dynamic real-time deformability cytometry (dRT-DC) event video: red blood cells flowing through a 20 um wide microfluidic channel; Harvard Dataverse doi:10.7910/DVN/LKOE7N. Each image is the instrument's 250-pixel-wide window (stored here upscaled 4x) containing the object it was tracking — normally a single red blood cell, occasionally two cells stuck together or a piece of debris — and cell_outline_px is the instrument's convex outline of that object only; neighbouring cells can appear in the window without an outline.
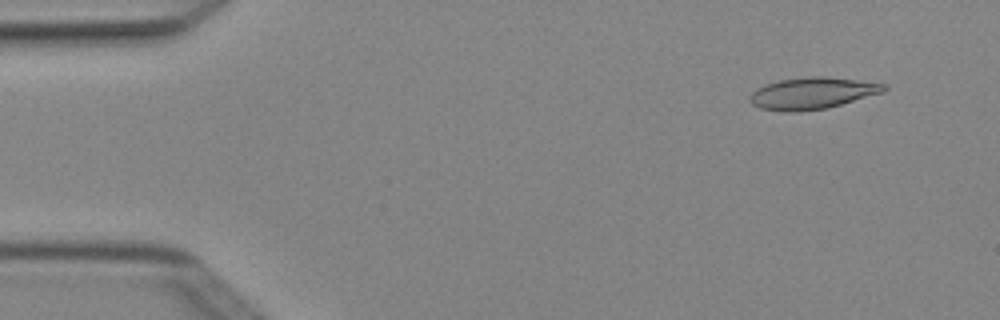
{"species": "Egyptian fruit bat (a non-hibernating species)", "species_latin": "Rousettus aegyptiacus", "temperature_condition": "cold", "stored_images_in_passage": 4, "camera_frame_rate_fps": 3000, "um_per_image_px": 0.085, "animal": {"sex": "female"}, "frame": {"image": 1, "passage_image": 1, "time_ms": 0.0, "image_size_px": [1000, 320], "cell_outline_px": [[888, 88], [884, 92], [828, 108], [796, 112], [780, 112], [760, 108], [752, 104], [748, 100], [748, 96], [756, 88], [764, 84], [780, 80], [812, 76], [824, 76], [856, 80], [884, 84]], "centroid_in_image_um": [68.99, 7.94], "position_along_channel_um": 16.0, "area_um2": 24.91}}
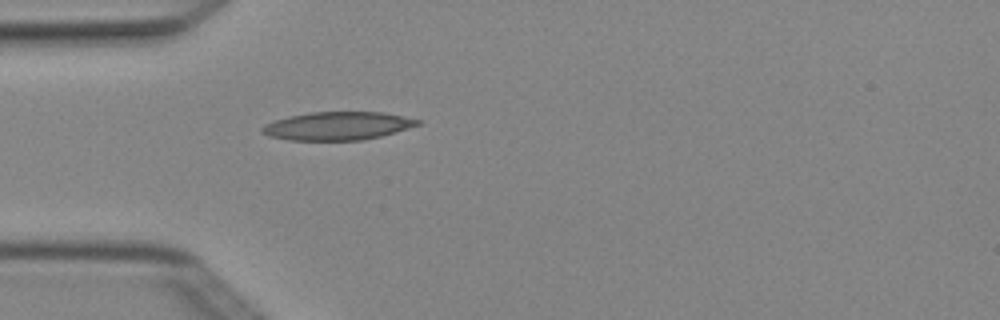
{"frame": {"image": 2, "passage_image": 4, "time_ms": 1.0, "image_size_px": [1000, 320], "cell_outline_px": [[420, 124], [396, 132], [364, 140], [288, 140], [268, 136], [260, 132], [260, 128], [264, 124], [288, 116], [308, 112], [384, 112], [420, 120]], "centroid_in_image_um": [28.65, 10.7], "position_along_channel_um": 56.3, "area_um2": 25.61}}